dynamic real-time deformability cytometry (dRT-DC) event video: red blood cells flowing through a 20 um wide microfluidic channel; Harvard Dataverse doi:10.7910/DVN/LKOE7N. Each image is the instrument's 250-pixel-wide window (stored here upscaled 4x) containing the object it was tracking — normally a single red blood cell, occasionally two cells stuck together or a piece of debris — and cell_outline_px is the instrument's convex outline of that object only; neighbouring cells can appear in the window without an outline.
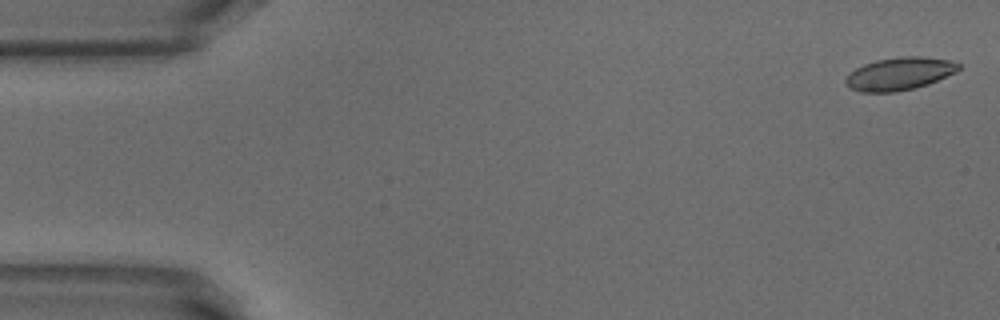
{"species": "common noctule bat (a hibernating species)", "species_latin": "Nyctalus noctula", "temperature_condition": "warm", "stored_images_in_passage": 51, "camera_frame_rate_fps": 3000, "um_per_image_px": 0.085, "animal": {"sex": "male", "body_mass_g": 18.8}, "frame": {"image": 1, "passage_image": 1, "time_ms": 0.0, "image_size_px": [1000, 320], "cell_outline_px": [[960, 68], [956, 72], [928, 84], [896, 92], [860, 92], [852, 88], [844, 80], [856, 68], [864, 64], [876, 60], [900, 56], [920, 56], [948, 60], [960, 64]], "centroid_in_image_um": [76.47, 6.26], "position_along_channel_um": 8.5, "area_um2": 21.27}}
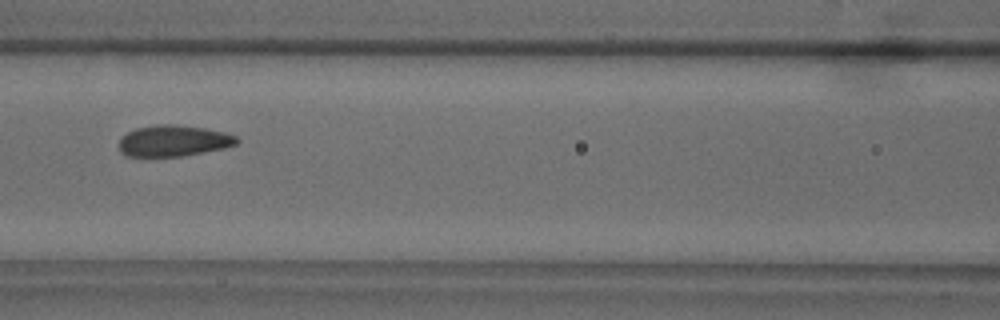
{"frame": {"image": 2, "passage_image": 22, "time_ms": 7.0, "image_size_px": [1000, 320], "cell_outline_px": [[240, 140], [236, 144], [224, 148], [184, 156], [124, 156], [120, 152], [120, 136], [136, 128], [156, 124], [176, 124], [204, 128], [224, 132], [236, 136]], "centroid_in_image_um": [14.74, 11.96], "position_along_channel_um": 151.9, "area_um2": 21.5}}
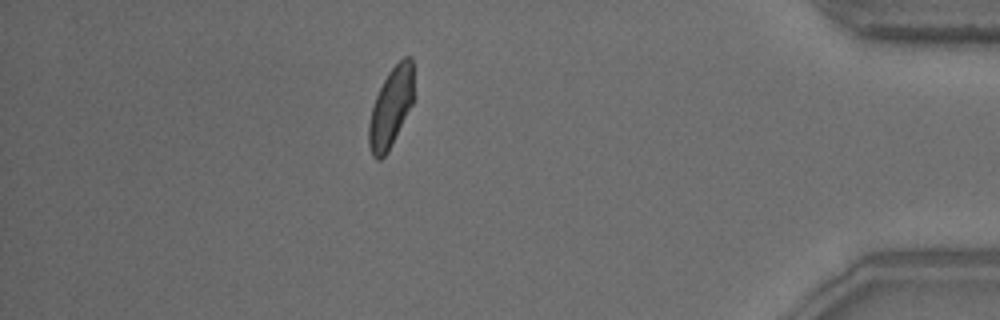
{"frame": {"image": 3, "passage_image": 45, "time_ms": 14.667, "image_size_px": [1000, 320], "cell_outline_px": [[412, 104], [388, 152], [380, 160], [376, 160], [372, 156], [368, 144], [368, 124], [372, 108], [376, 96], [388, 72], [404, 56], [412, 56]], "centroid_in_image_um": [33.19, 9.17], "position_along_channel_um": 402.0, "area_um2": 20.52}, "authors_computed_cell_mechanics": {"area_um2": 21.675, "velocity_mm_per_s": 3.8438, "shape_relaxation_time_tau1_ms": 5.4486, "shape_relaxation_time_tau2_ms": 1.1619, "deformation_change_tau1": 0.1457, "deformation_change_tau2": 0.065}}